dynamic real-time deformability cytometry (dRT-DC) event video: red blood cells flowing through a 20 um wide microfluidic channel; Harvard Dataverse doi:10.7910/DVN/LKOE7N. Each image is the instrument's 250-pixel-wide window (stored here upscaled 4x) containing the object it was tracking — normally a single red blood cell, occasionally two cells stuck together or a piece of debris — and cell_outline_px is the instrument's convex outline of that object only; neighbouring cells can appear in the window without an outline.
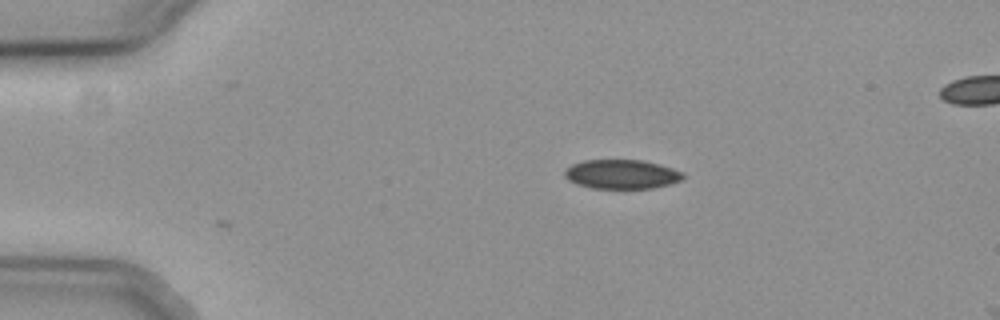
{"species": "common noctule bat (a hibernating species)", "species_latin": "Nyctalus noctula", "temperature_condition": "cold", "stored_images_in_passage": 2, "camera_frame_rate_fps": 3000, "um_per_image_px": 0.085, "animal": {"sex": "female", "body_mass_g": 19.3, "forearm_length_mm": 54.1}, "frame": {"image": 1, "passage_image": 2, "time_ms": 0.333, "image_size_px": [1000, 320], "cell_outline_px": [[684, 176], [680, 180], [668, 184], [652, 188], [592, 188], [568, 180], [564, 176], [564, 172], [572, 164], [584, 160], [640, 160], [660, 164], [684, 172]], "centroid_in_image_um": [52.85, 14.8], "position_along_channel_um": 32.2, "area_um2": 19.94}}